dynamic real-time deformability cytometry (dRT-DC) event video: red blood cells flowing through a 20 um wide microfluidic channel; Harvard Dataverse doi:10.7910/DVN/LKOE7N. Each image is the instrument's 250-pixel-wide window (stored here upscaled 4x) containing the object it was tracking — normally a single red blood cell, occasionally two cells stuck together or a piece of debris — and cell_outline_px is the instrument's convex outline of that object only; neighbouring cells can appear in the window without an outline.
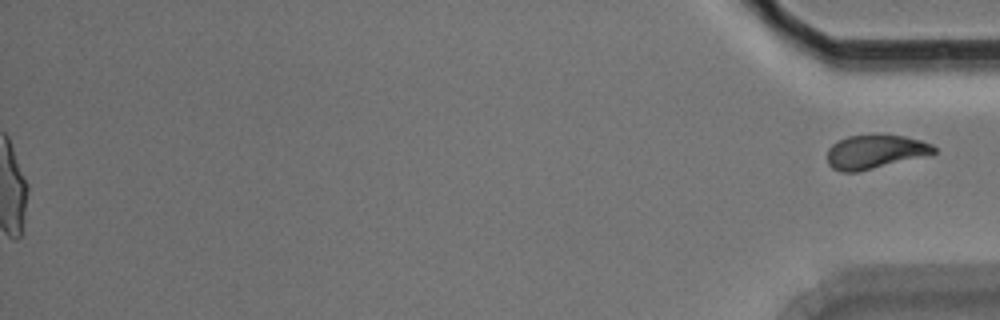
{"species": "Egyptian fruit bat (a non-hibernating species)", "species_latin": "Rousettus aegyptiacus", "temperature_condition": "room temperature", "stored_images_in_passage": 55, "segment_of_instrument_passage": [2, 2], "camera_frame_rate_fps": 3000, "um_per_image_px": 0.085, "animal": {"sex": "male"}, "frame": {"image": 1, "passage_image": 55, "time_ms": 18.0, "image_size_px": [1000, 320], "cell_outline_px": [[936, 152], [932, 156], [856, 172], [840, 172], [832, 168], [828, 164], [828, 148], [836, 140], [848, 136], [872, 132], [876, 132], [904, 136], [920, 140], [932, 144], [936, 148]], "centroid_in_image_um": [74.42, 12.87], "position_along_channel_um": 360.8, "area_um2": 22.08}}